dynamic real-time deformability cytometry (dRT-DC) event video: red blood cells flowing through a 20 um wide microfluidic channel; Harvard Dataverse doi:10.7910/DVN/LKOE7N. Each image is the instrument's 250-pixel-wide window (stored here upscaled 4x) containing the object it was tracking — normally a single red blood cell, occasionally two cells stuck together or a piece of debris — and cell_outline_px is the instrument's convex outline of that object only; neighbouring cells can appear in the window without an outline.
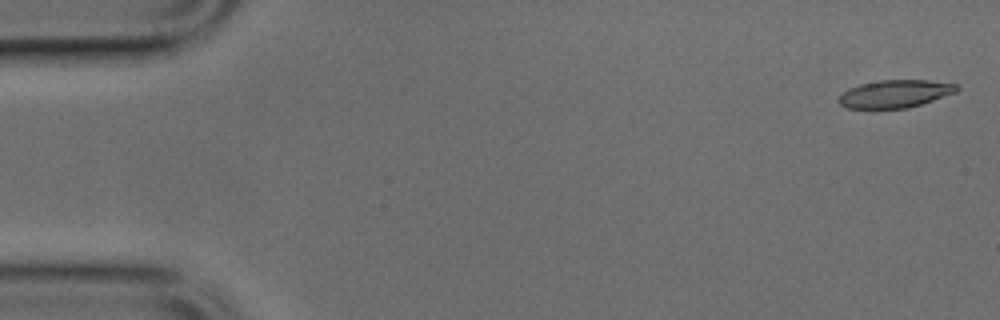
{"species": "common noctule bat (a hibernating species)", "species_latin": "Nyctalus noctula", "temperature_condition": "cold", "stored_images_in_passage": 44, "camera_frame_rate_fps": 3000, "um_per_image_px": 0.085, "animal": {"sex": "male", "body_mass_g": 17.9, "forearm_length_mm": 54.2}, "frame": {"image": 1, "passage_image": 2, "time_ms": 0.333, "image_size_px": [1000, 320], "cell_outline_px": [[960, 88], [956, 92], [908, 108], [848, 108], [840, 104], [836, 100], [848, 88], [860, 84], [880, 80], [928, 80], [956, 84]], "centroid_in_image_um": [76.06, 7.96], "position_along_channel_um": 8.9, "area_um2": 18.9}}
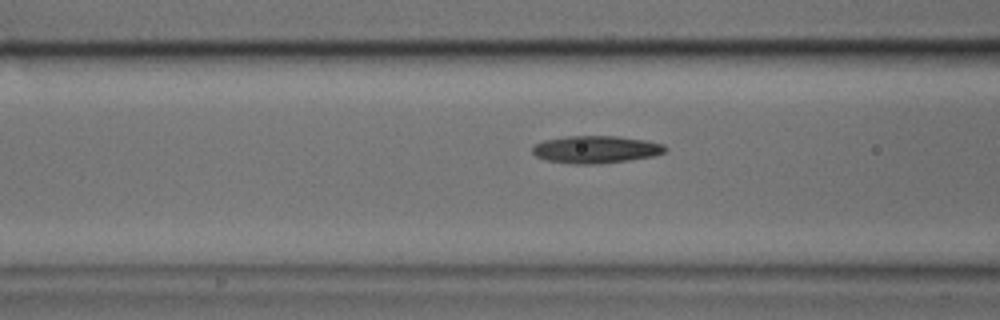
{"frame": {"image": 2, "passage_image": 19, "time_ms": 6.0, "image_size_px": [1000, 320], "cell_outline_px": [[668, 148], [664, 152], [652, 156], [628, 160], [592, 164], [572, 164], [544, 160], [536, 156], [532, 152], [532, 148], [536, 144], [544, 140], [568, 136], [616, 136], [644, 140], [664, 144]], "centroid_in_image_um": [50.62, 12.7], "position_along_channel_um": 116.0, "area_um2": 21.1}}
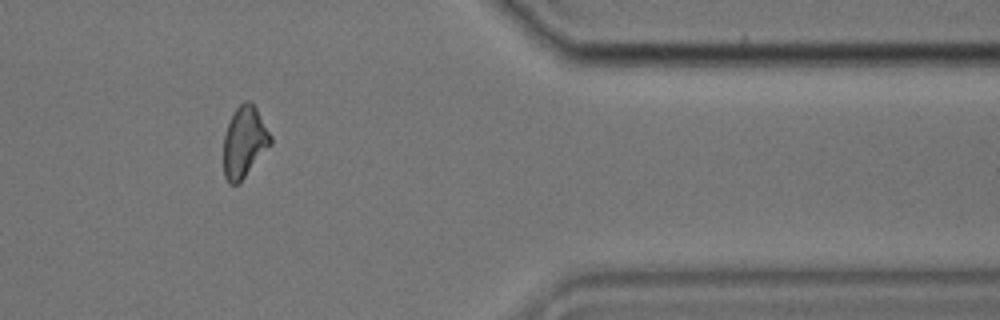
{"frame": {"image": 3, "passage_image": 41, "time_ms": 13.333, "image_size_px": [1000, 320], "cell_outline_px": [[272, 144], [244, 176], [236, 184], [228, 184], [224, 176], [224, 132], [236, 108], [244, 100], [248, 100], [256, 108], [272, 136]], "centroid_in_image_um": [20.77, 12.05], "position_along_channel_um": 390.6, "area_um2": 19.19}}